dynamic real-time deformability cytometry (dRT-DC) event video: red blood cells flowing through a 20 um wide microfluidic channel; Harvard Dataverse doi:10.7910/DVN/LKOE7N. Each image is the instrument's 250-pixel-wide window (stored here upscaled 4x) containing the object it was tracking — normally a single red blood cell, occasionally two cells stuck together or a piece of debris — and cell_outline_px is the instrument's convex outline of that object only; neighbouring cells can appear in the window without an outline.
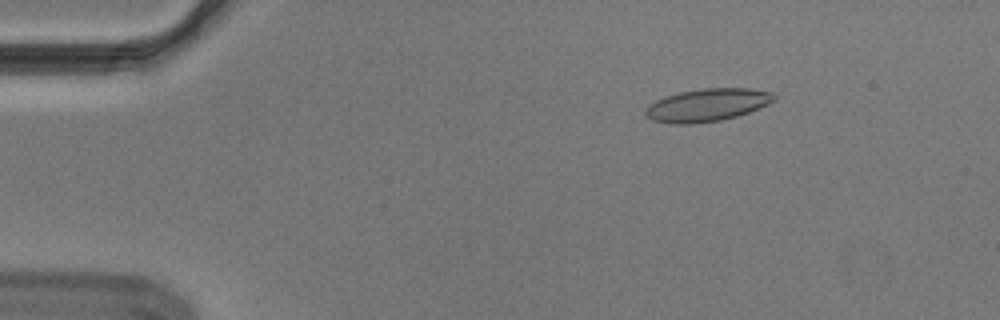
{"species": "Egyptian fruit bat (a non-hibernating species)", "species_latin": "Rousettus aegyptiacus", "temperature_condition": "cold", "stored_images_in_passage": 54, "camera_frame_rate_fps": 3000, "um_per_image_px": 0.085, "animal": {"sex": "male"}, "frame": {"image": 1, "passage_image": 8, "time_ms": 2.333, "image_size_px": [1000, 320], "cell_outline_px": [[776, 100], [768, 104], [748, 112], [736, 116], [720, 120], [692, 124], [668, 124], [652, 120], [644, 112], [644, 108], [648, 104], [664, 96], [680, 92], [704, 88], [752, 88], [772, 92], [776, 96]], "centroid_in_image_um": [60.09, 8.92], "position_along_channel_um": 24.9, "area_um2": 24.68}}
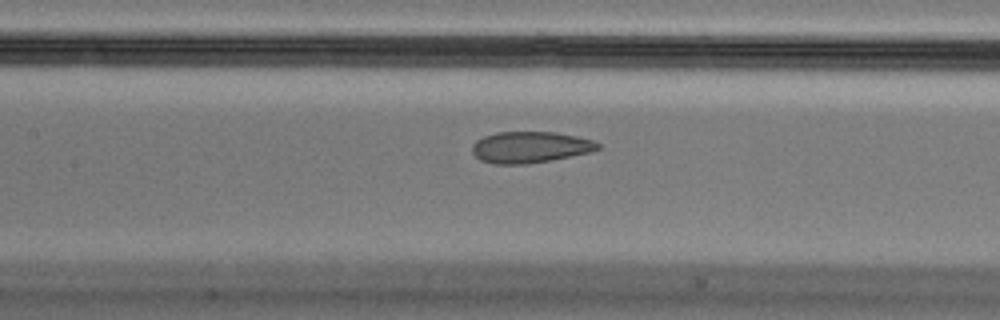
{"frame": {"image": 2, "passage_image": 25, "time_ms": 8.0, "image_size_px": [1000, 320], "cell_outline_px": [[600, 148], [592, 152], [552, 160], [528, 164], [492, 164], [480, 160], [472, 152], [472, 144], [476, 140], [484, 136], [496, 132], [556, 132], [576, 136], [592, 140], [600, 144]], "centroid_in_image_um": [45.05, 12.52], "position_along_channel_um": 162.3, "area_um2": 23.12}}
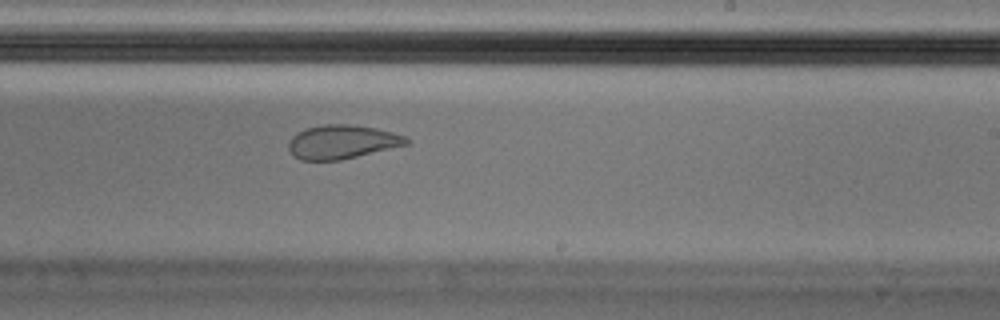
{"frame": {"image": 3, "passage_image": 33, "time_ms": 10.667, "image_size_px": [1000, 320], "cell_outline_px": [[408, 144], [340, 160], [300, 160], [292, 156], [288, 148], [288, 144], [292, 136], [296, 132], [304, 128], [324, 124], [348, 124], [376, 128], [392, 132], [404, 136], [408, 140]], "centroid_in_image_um": [29.0, 12.06], "position_along_channel_um": 260.0, "area_um2": 23.18}, "authors_computed_cell_mechanics": {"area_um2": 24.7095, "velocity_mm_per_s": 3.6759, "shape_relaxation_time_tau1_ms": null, "shape_relaxation_time_tau2_ms": 1.2359, "deformation_change_tau1": null, "deformation_change_tau2": 0.0708}}